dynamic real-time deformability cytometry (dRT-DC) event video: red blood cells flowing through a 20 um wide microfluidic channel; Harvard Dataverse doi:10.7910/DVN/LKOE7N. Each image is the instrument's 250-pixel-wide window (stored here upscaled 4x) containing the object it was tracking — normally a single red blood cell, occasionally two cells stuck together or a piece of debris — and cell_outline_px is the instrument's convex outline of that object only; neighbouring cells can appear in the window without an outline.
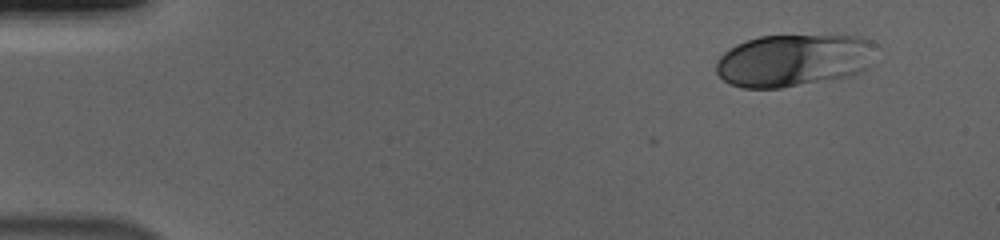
{"species": "human", "species_latin": "Homo sapiens", "temperature_condition": "cold", "stored_images_in_passage": 51, "camera_frame_rate_fps": 3000, "um_per_image_px": 0.085, "donor": {"sex": "male"}, "frame": {"image": 1, "passage_image": 1, "time_ms": 0.0, "image_size_px": [1000, 240], "cell_outline_px": [[880, 44], [872, 64], [868, 68], [848, 76], [780, 88], [744, 88], [728, 84], [716, 72], [716, 60], [724, 52], [736, 44], [760, 36], [860, 36], [872, 40]], "centroid_in_image_um": [67.52, 5.12], "position_along_channel_um": 17.5, "area_um2": 49.25}}
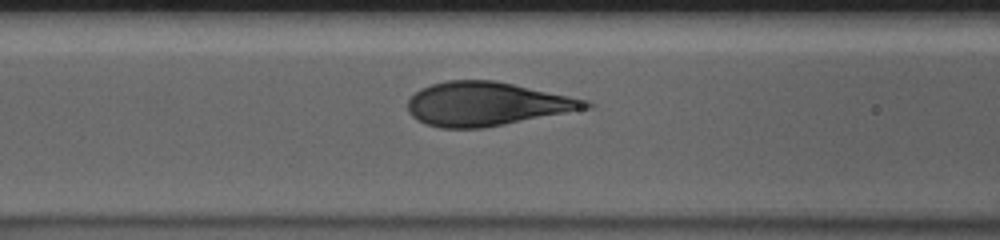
{"frame": {"image": 2, "passage_image": 19, "time_ms": 6.0, "image_size_px": [1000, 240], "cell_outline_px": [[596, 104], [592, 108], [504, 124], [480, 128], [440, 128], [428, 124], [412, 116], [408, 112], [408, 100], [420, 88], [432, 84], [448, 80], [496, 80], [588, 100]], "centroid_in_image_um": [41.4, 8.83], "position_along_channel_um": 125.2, "area_um2": 45.2}}
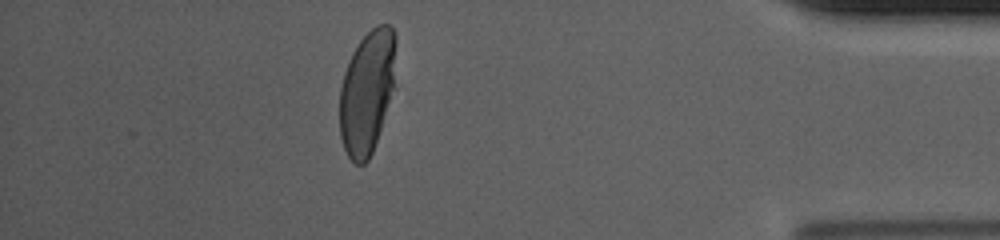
{"frame": {"image": 3, "passage_image": 45, "time_ms": 14.667, "image_size_px": [1000, 240], "cell_outline_px": [[396, 44], [392, 88], [380, 128], [372, 152], [368, 160], [364, 164], [356, 164], [348, 156], [344, 148], [340, 136], [340, 88], [344, 72], [348, 60], [352, 52], [360, 40], [376, 24], [388, 24], [392, 28], [396, 36]], "centroid_in_image_um": [31.17, 7.78], "position_along_channel_um": 404.0, "area_um2": 39.82}, "authors_computed_cell_mechanics": {"area_um2": 45.662, "velocity_mm_per_s": 3.6737, "shape_relaxation_time_tau1_ms": 4.0665, "shape_relaxation_time_tau2_ms": null, "deformation_change_tau1": 0.1896, "deformation_change_tau2": null}}